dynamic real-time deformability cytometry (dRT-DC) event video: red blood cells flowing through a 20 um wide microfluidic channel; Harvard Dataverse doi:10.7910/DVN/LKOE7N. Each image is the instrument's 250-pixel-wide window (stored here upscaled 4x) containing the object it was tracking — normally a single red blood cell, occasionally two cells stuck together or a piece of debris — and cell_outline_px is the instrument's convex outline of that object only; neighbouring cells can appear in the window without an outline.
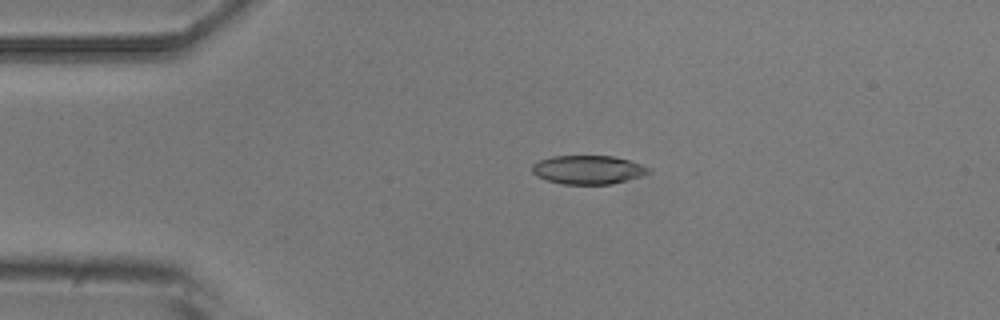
{"species": "common noctule bat (a hibernating species)", "species_latin": "Nyctalus noctula", "temperature_condition": "room temperature", "stored_images_in_passage": 3, "camera_frame_rate_fps": 3000, "um_per_image_px": 0.085, "animal": {"sex": "male", "body_mass_g": 20.5, "forearm_length_mm": 52.5}, "frame": {"image": 1, "passage_image": 2, "time_ms": 2.0, "image_size_px": [1000, 320], "cell_outline_px": [[648, 172], [640, 176], [628, 180], [612, 184], [564, 184], [548, 180], [536, 176], [532, 172], [532, 164], [540, 160], [552, 156], [612, 156], [628, 160], [640, 164], [648, 168]], "centroid_in_image_um": [49.94, 14.43], "position_along_channel_um": 35.1, "area_um2": 19.25}}